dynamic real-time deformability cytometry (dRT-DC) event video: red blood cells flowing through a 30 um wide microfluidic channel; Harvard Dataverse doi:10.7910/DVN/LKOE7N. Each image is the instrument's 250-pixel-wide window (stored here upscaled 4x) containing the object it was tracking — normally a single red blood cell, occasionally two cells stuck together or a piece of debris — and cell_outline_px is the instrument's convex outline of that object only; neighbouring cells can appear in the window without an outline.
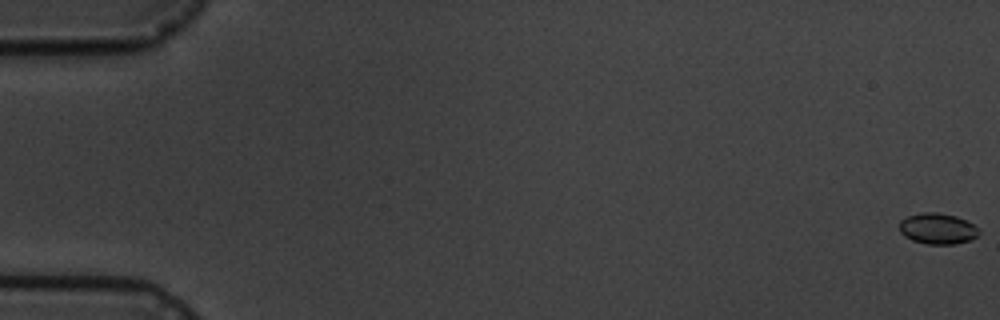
{"species": "common noctule bat (a hibernating species)", "species_latin": "Nyctalus noctula", "temperature_condition": "cold", "stored_images_in_passage": 6, "camera_frame_rate_fps": 3000, "um_per_image_px": 0.085, "animal": {"sex": "male", "body_mass_g": 19.5, "forearm_length_mm": 54.6}, "frame": {"image": 1, "passage_image": 1, "time_ms": 0.0, "image_size_px": [1000, 320], "cell_outline_px": [[980, 232], [972, 240], [956, 244], [928, 244], [912, 240], [904, 236], [900, 232], [900, 220], [908, 216], [920, 212], [936, 212], [956, 216], [972, 224]], "centroid_in_image_um": [79.67, 19.44], "position_along_channel_um": 5.3, "area_um2": 14.28}}